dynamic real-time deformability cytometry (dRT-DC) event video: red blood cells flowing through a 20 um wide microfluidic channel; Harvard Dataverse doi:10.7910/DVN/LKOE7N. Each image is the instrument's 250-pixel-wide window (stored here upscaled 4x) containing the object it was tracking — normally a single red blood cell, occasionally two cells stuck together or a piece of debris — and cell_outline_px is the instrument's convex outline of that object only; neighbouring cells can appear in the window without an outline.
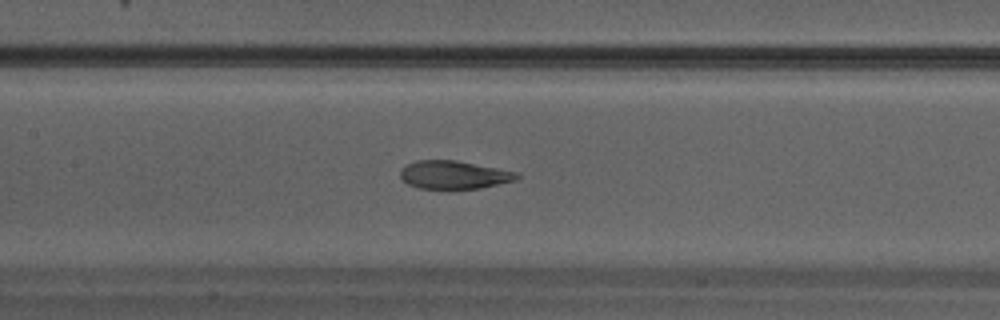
{"species": "Egyptian fruit bat (a non-hibernating species)", "species_latin": "Rousettus aegyptiacus", "temperature_condition": "warm", "stored_images_in_passage": 30, "camera_frame_rate_fps": 3000, "um_per_image_px": 0.085, "animal": {"sex": "male"}, "frame": {"image": 1, "passage_image": 13, "time_ms": 4.0, "image_size_px": [1000, 320], "cell_outline_px": [[520, 176], [516, 180], [480, 188], [420, 188], [408, 184], [400, 176], [400, 168], [404, 164], [416, 160], [456, 160], [520, 172]], "centroid_in_image_um": [38.59, 14.84], "position_along_channel_um": 168.8, "area_um2": 19.19}}